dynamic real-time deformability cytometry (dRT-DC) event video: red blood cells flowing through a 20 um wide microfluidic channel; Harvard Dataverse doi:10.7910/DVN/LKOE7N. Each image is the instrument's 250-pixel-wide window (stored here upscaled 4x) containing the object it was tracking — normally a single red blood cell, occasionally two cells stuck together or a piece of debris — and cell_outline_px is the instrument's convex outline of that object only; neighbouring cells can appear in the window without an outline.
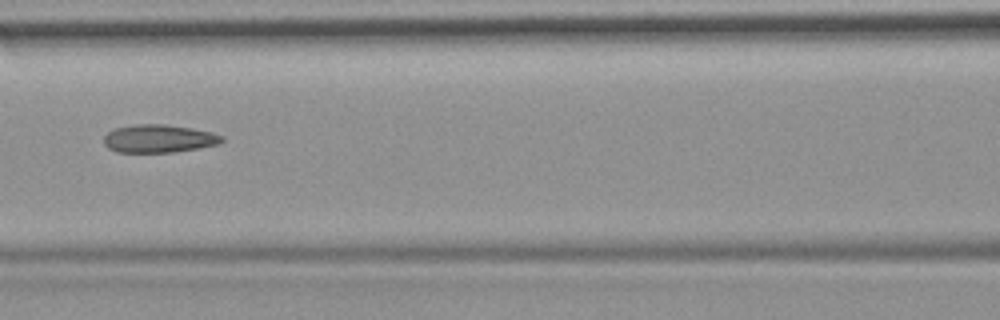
{"species": "common noctule bat (a hibernating species)", "species_latin": "Nyctalus noctula", "temperature_condition": "room temperature", "stored_images_in_passage": 9, "camera_frame_rate_fps": 3000, "um_per_image_px": 0.085, "animal": {"sex": "female", "body_mass_g": 19.9}, "frame": {"image": 1, "passage_image": 6, "time_ms": 6.0, "image_size_px": [1000, 320], "cell_outline_px": [[224, 140], [220, 144], [200, 148], [172, 152], [116, 152], [108, 148], [104, 144], [104, 136], [108, 132], [116, 128], [136, 124], [164, 124], [192, 128], [212, 132], [224, 136]], "centroid_in_image_um": [13.53, 11.78], "position_along_channel_um": 153.1, "area_um2": 19.36}}
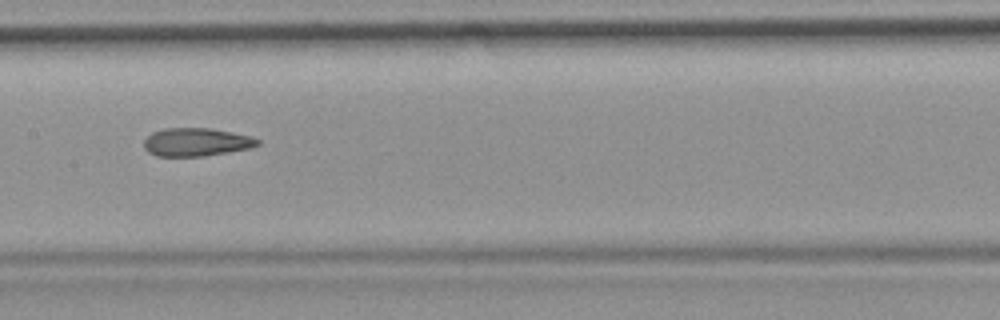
{"frame": {"image": 2, "passage_image": 7, "time_ms": 7.0, "image_size_px": [1000, 320], "cell_outline_px": [[260, 144], [252, 148], [204, 156], [156, 156], [148, 152], [144, 148], [144, 140], [152, 132], [164, 128], [208, 128], [232, 132], [252, 136], [260, 140]], "centroid_in_image_um": [16.7, 12.08], "position_along_channel_um": 190.7, "area_um2": 18.79}}